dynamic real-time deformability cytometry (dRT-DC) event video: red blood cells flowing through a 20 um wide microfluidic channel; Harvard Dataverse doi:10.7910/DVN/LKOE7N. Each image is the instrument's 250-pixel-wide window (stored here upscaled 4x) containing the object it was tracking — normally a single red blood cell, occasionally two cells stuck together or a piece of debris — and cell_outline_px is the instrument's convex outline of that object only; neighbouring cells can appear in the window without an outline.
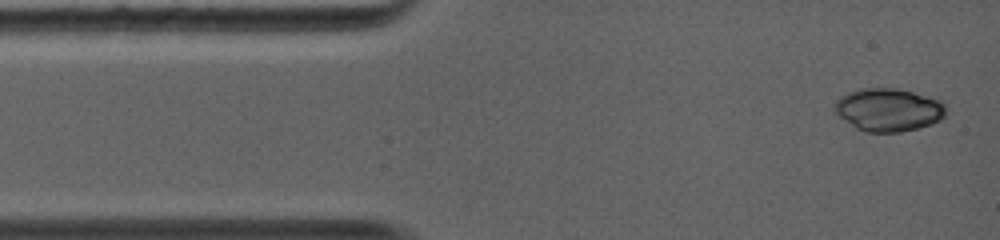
{"species": "common noctule bat (a hibernating species)", "species_latin": "Nyctalus noctula", "temperature_condition": "warm", "stored_images_in_passage": 28, "camera_frame_rate_fps": 5000, "um_per_image_px": 0.085, "animal": {"sex": "female", "body_mass_g": 19.0, "forearm_length_mm": 56.7}, "frame": {"image": 1, "passage_image": 1, "time_ms": 0.0, "image_size_px": [1000, 240], "cell_outline_px": [[944, 116], [940, 120], [932, 124], [900, 132], [864, 132], [856, 128], [840, 116], [832, 108], [832, 104], [840, 96], [848, 92], [864, 88], [896, 88], [912, 92], [940, 100], [944, 104]], "centroid_in_image_um": [75.48, 9.33], "position_along_channel_um": 9.5, "area_um2": 27.74}}
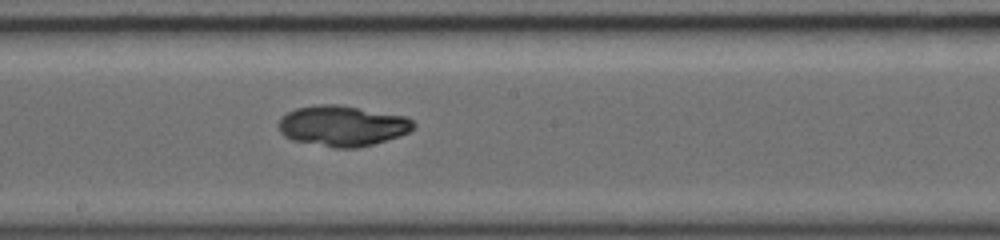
{"frame": {"image": 2, "passage_image": 17, "time_ms": 6.2, "image_size_px": [1000, 240], "cell_outline_px": [[416, 128], [408, 132], [372, 144], [356, 148], [336, 148], [292, 140], [284, 136], [280, 132], [276, 124], [280, 116], [296, 108], [316, 104], [340, 104], [408, 116], [416, 124]], "centroid_in_image_um": [29.08, 10.67], "position_along_channel_um": 219.1, "area_um2": 32.25}}
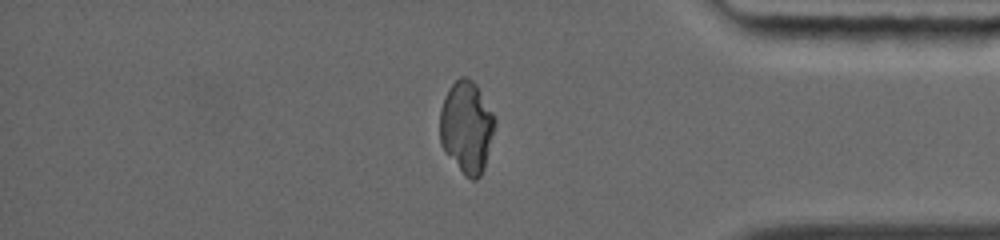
{"frame": {"image": 3, "passage_image": 28, "time_ms": 10.6, "image_size_px": [1000, 240], "cell_outline_px": [[496, 124], [484, 168], [480, 176], [476, 180], [472, 180], [464, 176], [444, 152], [440, 144], [440, 108], [452, 84], [460, 76], [468, 76], [476, 84], [492, 112], [496, 120]], "centroid_in_image_um": [39.66, 10.83], "position_along_channel_um": 395.5, "area_um2": 29.59}}